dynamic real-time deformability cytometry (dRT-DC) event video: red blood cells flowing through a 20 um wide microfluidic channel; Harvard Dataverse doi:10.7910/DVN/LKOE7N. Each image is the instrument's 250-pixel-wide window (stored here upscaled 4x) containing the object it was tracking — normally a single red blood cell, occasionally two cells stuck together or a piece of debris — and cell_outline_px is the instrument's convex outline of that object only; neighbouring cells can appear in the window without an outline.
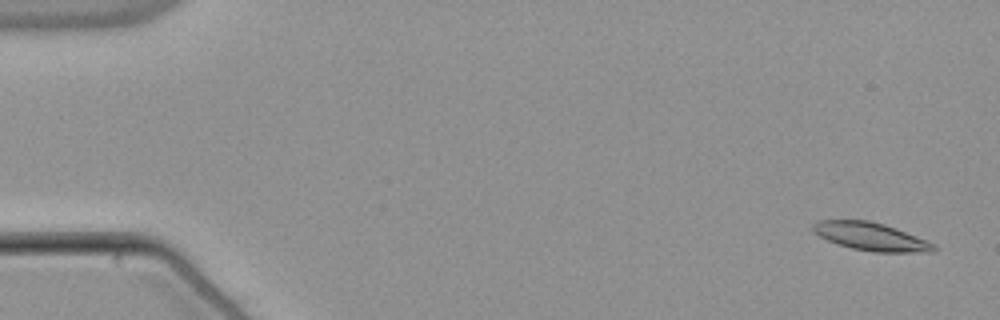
{"species": "common noctule bat (a hibernating species)", "species_latin": "Nyctalus noctula", "temperature_condition": "warm", "stored_images_in_passage": 55, "camera_frame_rate_fps": 3000, "um_per_image_px": 0.085, "animal": {"sex": "male", "body_mass_g": 21.5, "forearm_length_mm": 52.0}, "frame": {"image": 1, "passage_image": 3, "time_ms": 0.667, "image_size_px": [1000, 320], "cell_outline_px": [[940, 248], [936, 252], [872, 252], [852, 248], [836, 244], [812, 232], [812, 224], [816, 220], [868, 220], [884, 224], [896, 228], [928, 240], [936, 244]], "centroid_in_image_um": [74.07, 20.11], "position_along_channel_um": 10.9, "area_um2": 20.06}}
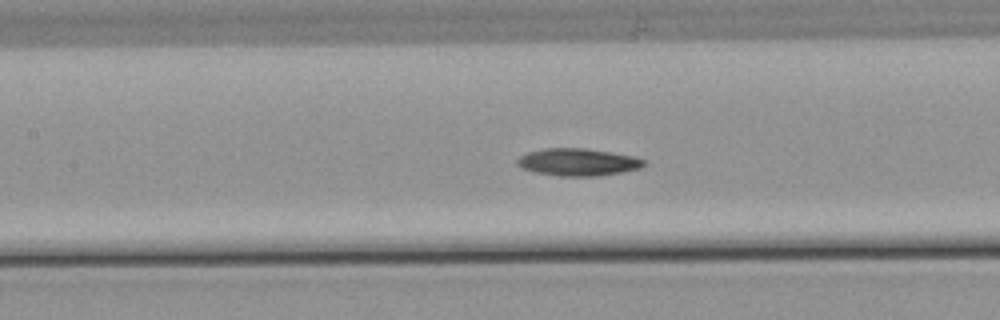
{"frame": {"image": 2, "passage_image": 26, "time_ms": 8.333, "image_size_px": [1000, 320], "cell_outline_px": [[644, 164], [640, 168], [620, 172], [596, 176], [560, 176], [536, 172], [520, 168], [516, 164], [516, 160], [520, 156], [528, 152], [544, 148], [584, 148], [632, 156], [644, 160]], "centroid_in_image_um": [49.05, 13.78], "position_along_channel_um": 158.3, "area_um2": 19.94}}
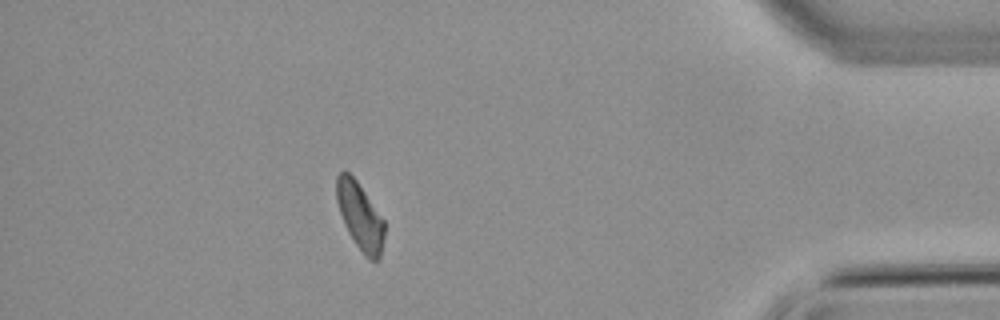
{"frame": {"image": 3, "passage_image": 49, "time_ms": 16.0, "image_size_px": [1000, 320], "cell_outline_px": [[384, 236], [380, 260], [368, 260], [364, 256], [348, 232], [340, 212], [336, 200], [336, 176], [340, 172], [348, 172], [356, 180], [384, 220]], "centroid_in_image_um": [30.6, 18.4], "position_along_channel_um": 404.6, "area_um2": 18.55}}